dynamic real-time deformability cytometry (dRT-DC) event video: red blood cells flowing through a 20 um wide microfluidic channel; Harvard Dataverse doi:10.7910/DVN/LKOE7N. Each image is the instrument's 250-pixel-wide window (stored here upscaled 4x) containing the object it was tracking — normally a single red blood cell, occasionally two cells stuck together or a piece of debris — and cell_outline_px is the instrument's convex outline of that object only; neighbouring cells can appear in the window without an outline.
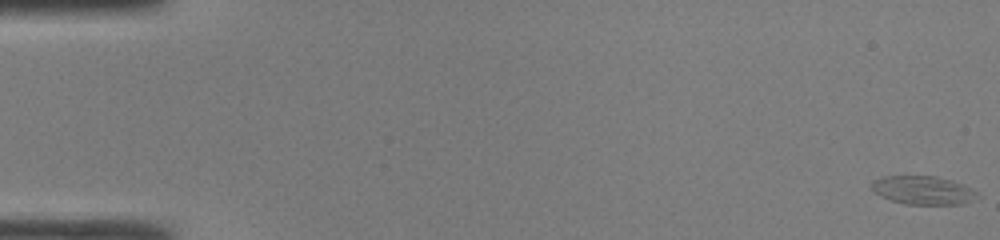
{"species": "common noctule bat (a hibernating species)", "species_latin": "Nyctalus noctula", "temperature_condition": "room temperature", "stored_images_in_passage": 49, "camera_frame_rate_fps": 3000, "um_per_image_px": 0.085, "animal": {"sex": "male", "body_mass_g": 19.0, "forearm_length_mm": 50.8}, "frame": {"image": 1, "passage_image": 1, "time_ms": 0.0, "image_size_px": [1000, 240], "cell_outline_px": [[980, 196], [964, 204], [904, 204], [880, 196], [872, 188], [872, 180], [884, 176], [936, 176], [952, 180], [976, 192]], "centroid_in_image_um": [78.44, 16.17], "position_along_channel_um": 6.6, "area_um2": 17.34}}
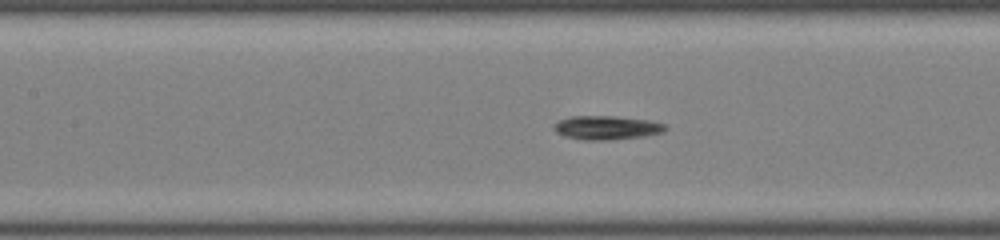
{"frame": {"image": 2, "passage_image": 23, "time_ms": 7.333, "image_size_px": [1000, 240], "cell_outline_px": [[668, 128], [664, 132], [644, 136], [608, 140], [584, 140], [564, 136], [556, 132], [552, 128], [552, 124], [560, 120], [572, 116], [616, 116], [652, 120], [664, 124]], "centroid_in_image_um": [51.57, 10.85], "position_along_channel_um": 155.8, "area_um2": 15.66}}
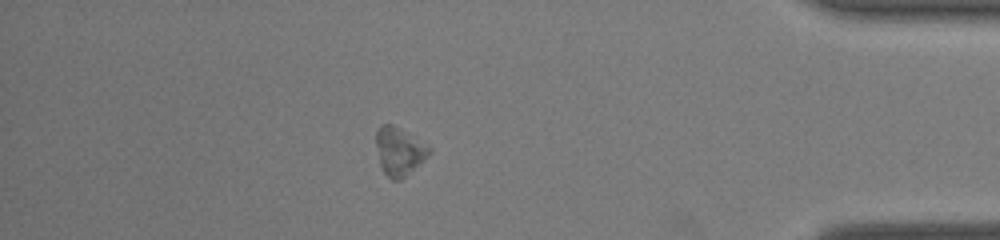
{"frame": {"image": 3, "passage_image": 43, "time_ms": 14.0, "image_size_px": [1000, 240], "cell_outline_px": [[432, 152], [428, 156], [400, 180], [392, 180], [384, 172], [380, 164], [376, 144], [376, 128], [380, 124], [392, 124], [432, 148]], "centroid_in_image_um": [33.92, 12.84], "position_along_channel_um": 401.3, "area_um2": 14.62}, "authors_computed_cell_mechanics": {"area_um2": 15.3748, "velocity_mm_per_s": 4.2303, "shape_relaxation_time_tau1_ms": 1.3101, "shape_relaxation_time_tau2_ms": null, "deformation_change_tau1": 0.0845, "deformation_change_tau2": null}}